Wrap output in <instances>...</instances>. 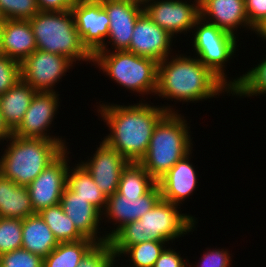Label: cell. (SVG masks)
I'll return each instance as SVG.
<instances>
[{"mask_svg": "<svg viewBox=\"0 0 266 267\" xmlns=\"http://www.w3.org/2000/svg\"><path fill=\"white\" fill-rule=\"evenodd\" d=\"M94 107L108 129L107 135L100 138L129 162H140L146 155L153 130L167 112L182 111L175 104L155 105L150 99L126 105L100 100Z\"/></svg>", "mask_w": 266, "mask_h": 267, "instance_id": "6da1fadb", "label": "cell"}, {"mask_svg": "<svg viewBox=\"0 0 266 267\" xmlns=\"http://www.w3.org/2000/svg\"><path fill=\"white\" fill-rule=\"evenodd\" d=\"M169 55L158 63L156 100L163 98L182 105L231 96L232 90L191 51ZM188 56H187V55Z\"/></svg>", "mask_w": 266, "mask_h": 267, "instance_id": "7a4b0ae2", "label": "cell"}, {"mask_svg": "<svg viewBox=\"0 0 266 267\" xmlns=\"http://www.w3.org/2000/svg\"><path fill=\"white\" fill-rule=\"evenodd\" d=\"M181 209L180 205L161 199L139 220L125 224L109 239L114 255L125 247L150 240L175 244L177 239L197 231L199 220L196 215L182 213L184 209Z\"/></svg>", "mask_w": 266, "mask_h": 267, "instance_id": "3957f363", "label": "cell"}, {"mask_svg": "<svg viewBox=\"0 0 266 267\" xmlns=\"http://www.w3.org/2000/svg\"><path fill=\"white\" fill-rule=\"evenodd\" d=\"M188 122L182 113L167 112L156 124L147 153L139 162L156 182L193 150L195 137Z\"/></svg>", "mask_w": 266, "mask_h": 267, "instance_id": "277c9868", "label": "cell"}, {"mask_svg": "<svg viewBox=\"0 0 266 267\" xmlns=\"http://www.w3.org/2000/svg\"><path fill=\"white\" fill-rule=\"evenodd\" d=\"M4 143L7 144L5 148L1 144L0 173L26 187L65 150L55 140L21 138L13 134Z\"/></svg>", "mask_w": 266, "mask_h": 267, "instance_id": "5b68a950", "label": "cell"}, {"mask_svg": "<svg viewBox=\"0 0 266 267\" xmlns=\"http://www.w3.org/2000/svg\"><path fill=\"white\" fill-rule=\"evenodd\" d=\"M92 66L121 86V90L141 96V101H147L148 95L154 97L156 94L158 62L151 58L126 50L98 51L93 55Z\"/></svg>", "mask_w": 266, "mask_h": 267, "instance_id": "8992f818", "label": "cell"}, {"mask_svg": "<svg viewBox=\"0 0 266 267\" xmlns=\"http://www.w3.org/2000/svg\"><path fill=\"white\" fill-rule=\"evenodd\" d=\"M29 23L38 50L63 55L78 66L83 62L92 65L93 55L82 43L71 10L39 11Z\"/></svg>", "mask_w": 266, "mask_h": 267, "instance_id": "52a82bcc", "label": "cell"}, {"mask_svg": "<svg viewBox=\"0 0 266 267\" xmlns=\"http://www.w3.org/2000/svg\"><path fill=\"white\" fill-rule=\"evenodd\" d=\"M190 35L189 42L193 49L191 55L197 57L232 90L241 81L242 74L229 78L227 73L230 72L226 70L227 64L230 66L231 61L234 62V57L238 56L236 53L240 37L237 38L201 17L196 20Z\"/></svg>", "mask_w": 266, "mask_h": 267, "instance_id": "ba28073f", "label": "cell"}, {"mask_svg": "<svg viewBox=\"0 0 266 267\" xmlns=\"http://www.w3.org/2000/svg\"><path fill=\"white\" fill-rule=\"evenodd\" d=\"M60 96L56 92H36L22 122L13 131V135L21 138L55 140L65 149L69 148L70 145L65 136L62 137L56 133L54 135V132L51 131L55 125L54 120L60 114L58 110L62 101Z\"/></svg>", "mask_w": 266, "mask_h": 267, "instance_id": "9c48e42d", "label": "cell"}, {"mask_svg": "<svg viewBox=\"0 0 266 267\" xmlns=\"http://www.w3.org/2000/svg\"><path fill=\"white\" fill-rule=\"evenodd\" d=\"M76 66L69 58L50 52L35 50L21 63V79L37 92H56V85L62 82Z\"/></svg>", "mask_w": 266, "mask_h": 267, "instance_id": "30bf717a", "label": "cell"}, {"mask_svg": "<svg viewBox=\"0 0 266 267\" xmlns=\"http://www.w3.org/2000/svg\"><path fill=\"white\" fill-rule=\"evenodd\" d=\"M143 8L144 13L175 40L181 35L187 38L189 34V38L200 17L196 0H147Z\"/></svg>", "mask_w": 266, "mask_h": 267, "instance_id": "8fae6325", "label": "cell"}, {"mask_svg": "<svg viewBox=\"0 0 266 267\" xmlns=\"http://www.w3.org/2000/svg\"><path fill=\"white\" fill-rule=\"evenodd\" d=\"M70 151H72L70 147L66 148L27 186L35 213L60 204L62 193L67 185L69 165L72 162L70 154L73 152Z\"/></svg>", "mask_w": 266, "mask_h": 267, "instance_id": "7c38bea8", "label": "cell"}, {"mask_svg": "<svg viewBox=\"0 0 266 267\" xmlns=\"http://www.w3.org/2000/svg\"><path fill=\"white\" fill-rule=\"evenodd\" d=\"M161 199L158 184L143 196H123L116 192L107 197L106 208L102 213V222L105 223L104 226L109 223L113 226L108 225L107 227L110 229L104 228V230H108L104 231L106 239L109 240L125 224L139 220Z\"/></svg>", "mask_w": 266, "mask_h": 267, "instance_id": "4fadbf2b", "label": "cell"}, {"mask_svg": "<svg viewBox=\"0 0 266 267\" xmlns=\"http://www.w3.org/2000/svg\"><path fill=\"white\" fill-rule=\"evenodd\" d=\"M110 19L109 35L99 51H123L129 48L143 3L135 0H100ZM110 46V47H109Z\"/></svg>", "mask_w": 266, "mask_h": 267, "instance_id": "5bb4252c", "label": "cell"}, {"mask_svg": "<svg viewBox=\"0 0 266 267\" xmlns=\"http://www.w3.org/2000/svg\"><path fill=\"white\" fill-rule=\"evenodd\" d=\"M83 45L94 55L106 42L110 19L100 0H75L71 9Z\"/></svg>", "mask_w": 266, "mask_h": 267, "instance_id": "9a60e30c", "label": "cell"}, {"mask_svg": "<svg viewBox=\"0 0 266 267\" xmlns=\"http://www.w3.org/2000/svg\"><path fill=\"white\" fill-rule=\"evenodd\" d=\"M87 160L79 157V162L91 174L100 190L109 197L118 191L123 169L129 163L117 150L108 146L102 139Z\"/></svg>", "mask_w": 266, "mask_h": 267, "instance_id": "2e32d148", "label": "cell"}, {"mask_svg": "<svg viewBox=\"0 0 266 267\" xmlns=\"http://www.w3.org/2000/svg\"><path fill=\"white\" fill-rule=\"evenodd\" d=\"M176 40L163 28L153 22L146 13L136 20L131 43L126 51L138 56L151 58L158 63L177 50L173 46Z\"/></svg>", "mask_w": 266, "mask_h": 267, "instance_id": "e0dca14e", "label": "cell"}, {"mask_svg": "<svg viewBox=\"0 0 266 267\" xmlns=\"http://www.w3.org/2000/svg\"><path fill=\"white\" fill-rule=\"evenodd\" d=\"M193 151L195 150L180 159L157 181L162 200L182 206L199 188V173L196 172V166L191 160L194 156Z\"/></svg>", "mask_w": 266, "mask_h": 267, "instance_id": "ac0fdd59", "label": "cell"}, {"mask_svg": "<svg viewBox=\"0 0 266 267\" xmlns=\"http://www.w3.org/2000/svg\"><path fill=\"white\" fill-rule=\"evenodd\" d=\"M199 10L202 19L237 38L243 31L251 32L250 35L255 34L256 30L248 21L245 0H205L199 6Z\"/></svg>", "mask_w": 266, "mask_h": 267, "instance_id": "d6986e66", "label": "cell"}, {"mask_svg": "<svg viewBox=\"0 0 266 267\" xmlns=\"http://www.w3.org/2000/svg\"><path fill=\"white\" fill-rule=\"evenodd\" d=\"M60 205L64 213L85 238L92 239L97 243L107 241L104 226H102V213L96 207L79 197L67 186L62 193Z\"/></svg>", "mask_w": 266, "mask_h": 267, "instance_id": "ffe728a7", "label": "cell"}, {"mask_svg": "<svg viewBox=\"0 0 266 267\" xmlns=\"http://www.w3.org/2000/svg\"><path fill=\"white\" fill-rule=\"evenodd\" d=\"M37 45L29 20L5 19L2 24L0 54L21 63Z\"/></svg>", "mask_w": 266, "mask_h": 267, "instance_id": "44dd1931", "label": "cell"}, {"mask_svg": "<svg viewBox=\"0 0 266 267\" xmlns=\"http://www.w3.org/2000/svg\"><path fill=\"white\" fill-rule=\"evenodd\" d=\"M59 242L39 213L22 220V248L45 258Z\"/></svg>", "mask_w": 266, "mask_h": 267, "instance_id": "7402d4cb", "label": "cell"}, {"mask_svg": "<svg viewBox=\"0 0 266 267\" xmlns=\"http://www.w3.org/2000/svg\"><path fill=\"white\" fill-rule=\"evenodd\" d=\"M35 214L26 186H20L0 173V217L25 219Z\"/></svg>", "mask_w": 266, "mask_h": 267, "instance_id": "603a6c76", "label": "cell"}, {"mask_svg": "<svg viewBox=\"0 0 266 267\" xmlns=\"http://www.w3.org/2000/svg\"><path fill=\"white\" fill-rule=\"evenodd\" d=\"M37 91L22 79L0 96V110L6 125L14 131L23 117Z\"/></svg>", "mask_w": 266, "mask_h": 267, "instance_id": "cb8c5ba5", "label": "cell"}, {"mask_svg": "<svg viewBox=\"0 0 266 267\" xmlns=\"http://www.w3.org/2000/svg\"><path fill=\"white\" fill-rule=\"evenodd\" d=\"M75 161L69 165L66 186L103 213L107 197L93 181L86 168L79 161Z\"/></svg>", "mask_w": 266, "mask_h": 267, "instance_id": "d4e9b609", "label": "cell"}, {"mask_svg": "<svg viewBox=\"0 0 266 267\" xmlns=\"http://www.w3.org/2000/svg\"><path fill=\"white\" fill-rule=\"evenodd\" d=\"M96 243L89 238L61 242L43 258V267H78L82 258Z\"/></svg>", "mask_w": 266, "mask_h": 267, "instance_id": "484cf974", "label": "cell"}, {"mask_svg": "<svg viewBox=\"0 0 266 267\" xmlns=\"http://www.w3.org/2000/svg\"><path fill=\"white\" fill-rule=\"evenodd\" d=\"M156 184L139 162H129L122 171L117 192L123 196H143Z\"/></svg>", "mask_w": 266, "mask_h": 267, "instance_id": "4316f807", "label": "cell"}, {"mask_svg": "<svg viewBox=\"0 0 266 267\" xmlns=\"http://www.w3.org/2000/svg\"><path fill=\"white\" fill-rule=\"evenodd\" d=\"M263 56L253 67L246 68L241 81L232 89L233 99L266 96V54Z\"/></svg>", "mask_w": 266, "mask_h": 267, "instance_id": "83f0119b", "label": "cell"}, {"mask_svg": "<svg viewBox=\"0 0 266 267\" xmlns=\"http://www.w3.org/2000/svg\"><path fill=\"white\" fill-rule=\"evenodd\" d=\"M59 243L85 239L77 230L72 220L64 213L60 204L48 207L39 212Z\"/></svg>", "mask_w": 266, "mask_h": 267, "instance_id": "f1b7e54d", "label": "cell"}, {"mask_svg": "<svg viewBox=\"0 0 266 267\" xmlns=\"http://www.w3.org/2000/svg\"><path fill=\"white\" fill-rule=\"evenodd\" d=\"M170 243L150 240L125 247L118 256L132 267H154L156 260Z\"/></svg>", "mask_w": 266, "mask_h": 267, "instance_id": "f546056e", "label": "cell"}, {"mask_svg": "<svg viewBox=\"0 0 266 267\" xmlns=\"http://www.w3.org/2000/svg\"><path fill=\"white\" fill-rule=\"evenodd\" d=\"M22 248V219L0 217V255Z\"/></svg>", "mask_w": 266, "mask_h": 267, "instance_id": "4dcf8cb0", "label": "cell"}, {"mask_svg": "<svg viewBox=\"0 0 266 267\" xmlns=\"http://www.w3.org/2000/svg\"><path fill=\"white\" fill-rule=\"evenodd\" d=\"M0 11L5 19L30 20L40 10L37 0H0Z\"/></svg>", "mask_w": 266, "mask_h": 267, "instance_id": "1f68e13d", "label": "cell"}, {"mask_svg": "<svg viewBox=\"0 0 266 267\" xmlns=\"http://www.w3.org/2000/svg\"><path fill=\"white\" fill-rule=\"evenodd\" d=\"M114 251L109 240L96 243L82 258L78 267H110Z\"/></svg>", "mask_w": 266, "mask_h": 267, "instance_id": "d6a6232c", "label": "cell"}, {"mask_svg": "<svg viewBox=\"0 0 266 267\" xmlns=\"http://www.w3.org/2000/svg\"><path fill=\"white\" fill-rule=\"evenodd\" d=\"M216 248L208 247L203 250V254H200L199 260L189 261L188 267H233V255L227 248ZM232 257V258H231ZM197 262V263H196Z\"/></svg>", "mask_w": 266, "mask_h": 267, "instance_id": "836d02e7", "label": "cell"}, {"mask_svg": "<svg viewBox=\"0 0 266 267\" xmlns=\"http://www.w3.org/2000/svg\"><path fill=\"white\" fill-rule=\"evenodd\" d=\"M1 267H43V258L24 248L0 255Z\"/></svg>", "mask_w": 266, "mask_h": 267, "instance_id": "e575fe53", "label": "cell"}, {"mask_svg": "<svg viewBox=\"0 0 266 267\" xmlns=\"http://www.w3.org/2000/svg\"><path fill=\"white\" fill-rule=\"evenodd\" d=\"M20 79V63L4 54H0V96L14 87Z\"/></svg>", "mask_w": 266, "mask_h": 267, "instance_id": "d590c367", "label": "cell"}, {"mask_svg": "<svg viewBox=\"0 0 266 267\" xmlns=\"http://www.w3.org/2000/svg\"><path fill=\"white\" fill-rule=\"evenodd\" d=\"M249 24L257 30L266 21V0H245Z\"/></svg>", "mask_w": 266, "mask_h": 267, "instance_id": "8d00e7d4", "label": "cell"}, {"mask_svg": "<svg viewBox=\"0 0 266 267\" xmlns=\"http://www.w3.org/2000/svg\"><path fill=\"white\" fill-rule=\"evenodd\" d=\"M169 244L156 260L154 267H188L189 259L187 256H181V251H176V246Z\"/></svg>", "mask_w": 266, "mask_h": 267, "instance_id": "74e56055", "label": "cell"}, {"mask_svg": "<svg viewBox=\"0 0 266 267\" xmlns=\"http://www.w3.org/2000/svg\"><path fill=\"white\" fill-rule=\"evenodd\" d=\"M75 0H37L40 11L56 12L68 11L73 7Z\"/></svg>", "mask_w": 266, "mask_h": 267, "instance_id": "f35d334b", "label": "cell"}, {"mask_svg": "<svg viewBox=\"0 0 266 267\" xmlns=\"http://www.w3.org/2000/svg\"><path fill=\"white\" fill-rule=\"evenodd\" d=\"M13 131L6 125L0 110V145L12 136Z\"/></svg>", "mask_w": 266, "mask_h": 267, "instance_id": "ab89813d", "label": "cell"}, {"mask_svg": "<svg viewBox=\"0 0 266 267\" xmlns=\"http://www.w3.org/2000/svg\"><path fill=\"white\" fill-rule=\"evenodd\" d=\"M256 37L266 43V21L255 31Z\"/></svg>", "mask_w": 266, "mask_h": 267, "instance_id": "60d3db41", "label": "cell"}, {"mask_svg": "<svg viewBox=\"0 0 266 267\" xmlns=\"http://www.w3.org/2000/svg\"><path fill=\"white\" fill-rule=\"evenodd\" d=\"M120 260L122 261L121 263H119ZM123 262H124V260L122 258H120L118 255H114L112 258V262H111L110 267H132L127 262H125L126 265ZM119 265H121V266H119Z\"/></svg>", "mask_w": 266, "mask_h": 267, "instance_id": "b9f144b4", "label": "cell"}, {"mask_svg": "<svg viewBox=\"0 0 266 267\" xmlns=\"http://www.w3.org/2000/svg\"><path fill=\"white\" fill-rule=\"evenodd\" d=\"M4 21H5V18L3 16L2 12L0 11V23L3 24Z\"/></svg>", "mask_w": 266, "mask_h": 267, "instance_id": "7bdbcfd3", "label": "cell"}, {"mask_svg": "<svg viewBox=\"0 0 266 267\" xmlns=\"http://www.w3.org/2000/svg\"><path fill=\"white\" fill-rule=\"evenodd\" d=\"M205 0H196V2L198 3V5L200 6Z\"/></svg>", "mask_w": 266, "mask_h": 267, "instance_id": "ee69618b", "label": "cell"}, {"mask_svg": "<svg viewBox=\"0 0 266 267\" xmlns=\"http://www.w3.org/2000/svg\"><path fill=\"white\" fill-rule=\"evenodd\" d=\"M1 32H2V24L0 23V45H1Z\"/></svg>", "mask_w": 266, "mask_h": 267, "instance_id": "f6af8a7d", "label": "cell"}, {"mask_svg": "<svg viewBox=\"0 0 266 267\" xmlns=\"http://www.w3.org/2000/svg\"><path fill=\"white\" fill-rule=\"evenodd\" d=\"M135 1H138V2L144 3V2H145V1H147V0H135Z\"/></svg>", "mask_w": 266, "mask_h": 267, "instance_id": "bcb514c9", "label": "cell"}]
</instances>
